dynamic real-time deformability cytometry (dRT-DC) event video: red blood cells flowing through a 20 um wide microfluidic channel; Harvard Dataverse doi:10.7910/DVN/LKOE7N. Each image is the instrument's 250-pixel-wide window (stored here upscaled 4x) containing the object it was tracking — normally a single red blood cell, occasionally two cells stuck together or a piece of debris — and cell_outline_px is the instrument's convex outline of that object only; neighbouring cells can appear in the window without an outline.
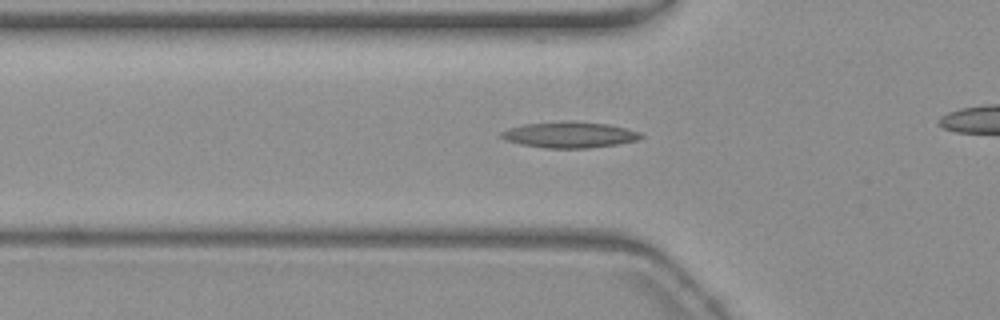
{"species": "common noctule bat (a hibernating species)", "species_latin": "Nyctalus noctula", "temperature_condition": "warm", "stored_images_in_passage": 45, "camera_frame_rate_fps": 3000, "um_per_image_px": 0.085, "animal": {"sex": "female", "body_mass_g": 19.3, "forearm_length_mm": 54.1}, "frame": {"image": 1, "passage_image": 19, "time_ms": 6.0, "image_size_px": [1000, 320], "cell_outline_px": [[644, 136], [636, 140], [616, 144], [588, 148], [544, 148], [520, 144], [504, 140], [500, 136], [500, 132], [508, 128], [524, 124], [560, 120], [572, 120], [608, 124], [640, 132]], "centroid_in_image_um": [48.35, 11.44], "position_along_channel_um": 77.4, "area_um2": 21.39}}
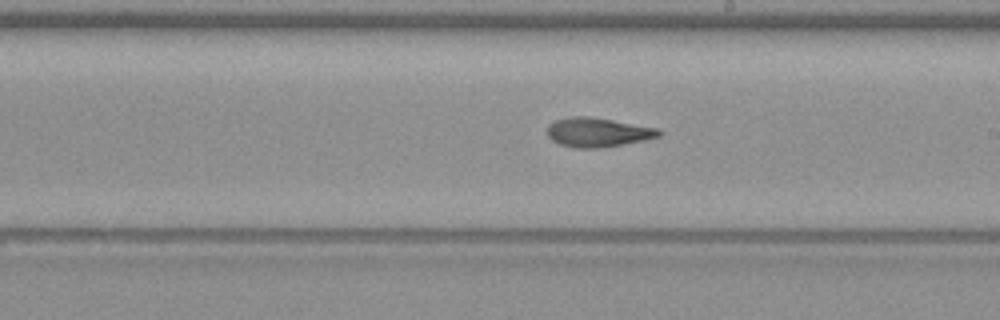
{"frame": {"image": 2, "passage_image": 32, "time_ms": 10.333, "image_size_px": [1000, 320], "cell_outline_px": [[660, 136], [644, 140], [600, 148], [576, 148], [560, 144], [552, 140], [548, 136], [548, 124], [556, 120], [568, 116], [588, 116], [612, 120], [656, 128], [660, 132]], "centroid_in_image_um": [50.76, 11.24], "position_along_channel_um": 238.2, "area_um2": 18.79}}
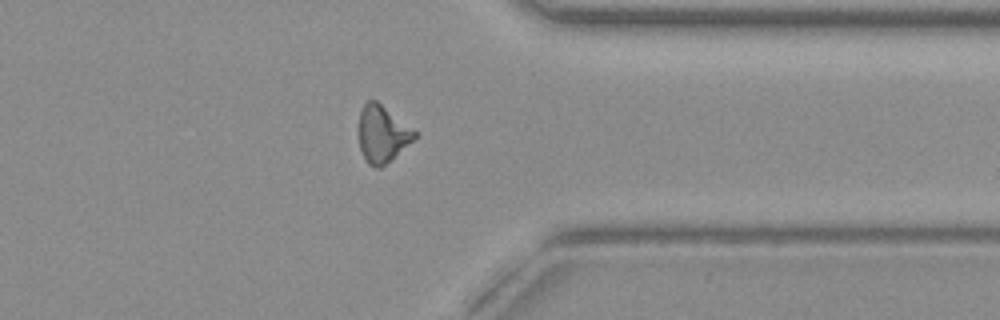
{"frame": {"image": 3, "passage_image": 44, "time_ms": 14.333, "image_size_px": [1000, 320], "cell_outline_px": [[416, 136], [392, 160], [380, 168], [376, 168], [368, 164], [360, 148], [356, 128], [360, 108], [368, 100], [376, 100], [416, 132]], "centroid_in_image_um": [32.42, 11.39], "position_along_channel_um": 379.0, "area_um2": 18.61}}